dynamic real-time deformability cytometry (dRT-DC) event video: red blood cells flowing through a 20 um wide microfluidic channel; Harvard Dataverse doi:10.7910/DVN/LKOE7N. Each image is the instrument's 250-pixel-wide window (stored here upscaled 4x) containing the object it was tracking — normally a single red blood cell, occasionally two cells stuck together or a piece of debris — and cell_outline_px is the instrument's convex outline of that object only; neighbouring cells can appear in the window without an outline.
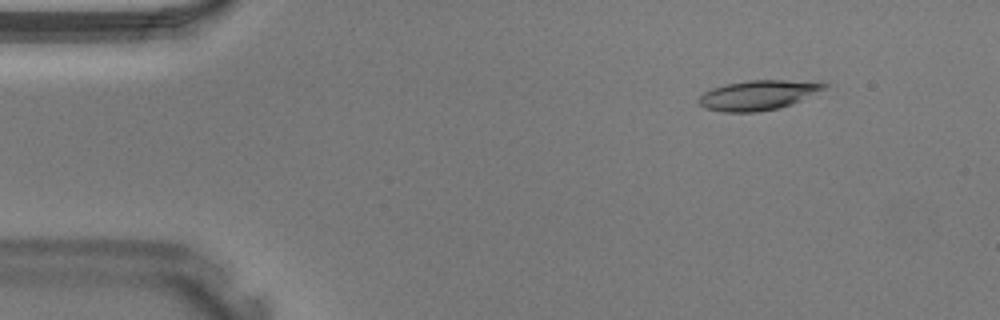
{"species": "Egyptian fruit bat (a non-hibernating species)", "species_latin": "Rousettus aegyptiacus", "temperature_condition": "warm", "stored_images_in_passage": 40, "camera_frame_rate_fps": 3000, "um_per_image_px": 0.085, "animal": {"sex": "male"}, "frame": {"image": 1, "passage_image": 5, "time_ms": 1.333, "image_size_px": [1000, 320], "cell_outline_px": [[828, 84], [824, 88], [792, 104], [780, 108], [756, 112], [724, 112], [704, 108], [696, 100], [704, 92], [712, 88], [728, 84], [748, 80], [784, 80]], "centroid_in_image_um": [64.35, 8.1], "position_along_channel_um": 20.7, "area_um2": 21.33}}
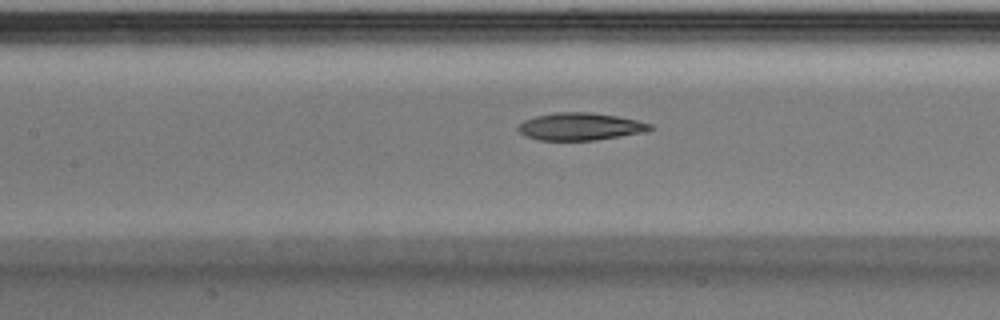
{"frame": {"image": 2, "passage_image": 18, "time_ms": 5.667, "image_size_px": [1000, 320], "cell_outline_px": [[652, 128], [648, 132], [596, 140], [540, 140], [524, 136], [516, 128], [524, 120], [536, 116], [556, 112], [588, 112], [616, 116], [636, 120], [652, 124]], "centroid_in_image_um": [49.33, 10.76], "position_along_channel_um": 158.1, "area_um2": 21.1}}
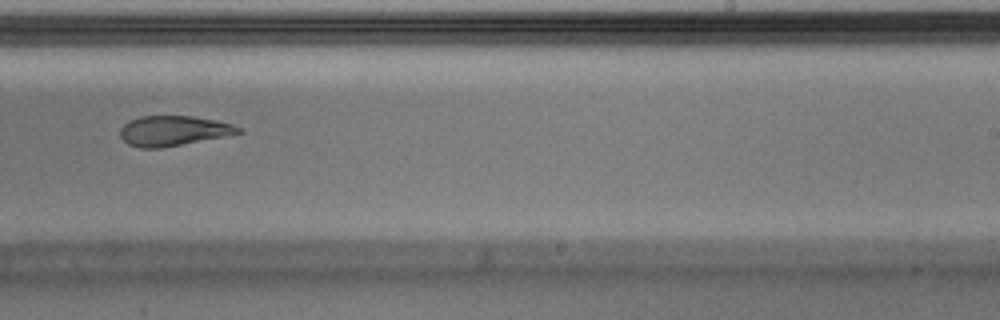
{"frame": {"image": 3, "passage_image": 25, "time_ms": 8.0, "image_size_px": [1000, 320], "cell_outline_px": [[244, 132], [224, 136], [160, 148], [140, 148], [128, 144], [120, 136], [120, 128], [128, 120], [140, 116], [192, 116], [232, 124], [240, 128]], "centroid_in_image_um": [14.68, 11.11], "position_along_channel_um": 274.3, "area_um2": 20.46}}